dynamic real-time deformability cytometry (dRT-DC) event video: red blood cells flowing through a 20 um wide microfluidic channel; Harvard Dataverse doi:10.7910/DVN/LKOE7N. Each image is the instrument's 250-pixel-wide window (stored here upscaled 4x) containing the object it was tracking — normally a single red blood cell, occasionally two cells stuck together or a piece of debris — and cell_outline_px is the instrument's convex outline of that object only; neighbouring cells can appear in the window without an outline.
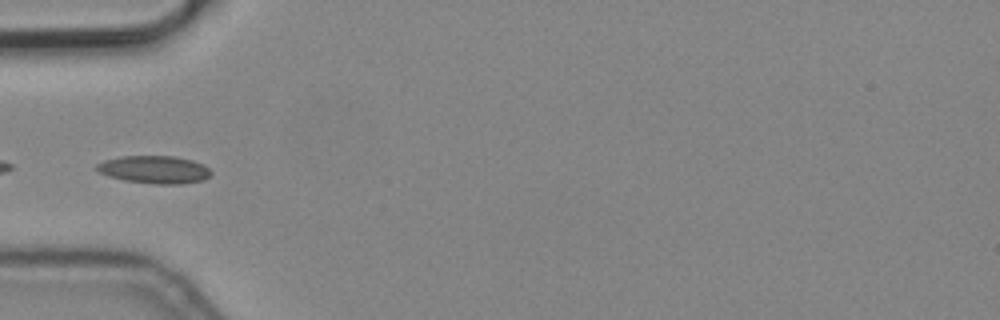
{"species": "common noctule bat (a hibernating species)", "species_latin": "Nyctalus noctula", "temperature_condition": "cold", "stored_images_in_passage": 6, "camera_frame_rate_fps": 3000, "um_per_image_px": 0.085, "animal": {"sex": "male", "body_mass_g": 19.2, "forearm_length_mm": 51.8}, "frame": {"image": 1, "passage_image": 1, "time_ms": 0.0, "image_size_px": [1000, 320], "cell_outline_px": [[212, 172], [204, 180], [184, 184], [156, 184], [124, 180], [108, 176], [92, 168], [96, 164], [104, 160], [120, 156], [172, 156], [192, 160], [204, 164]], "centroid_in_image_um": [13.1, 14.41], "position_along_channel_um": 71.9, "area_um2": 18.61}}
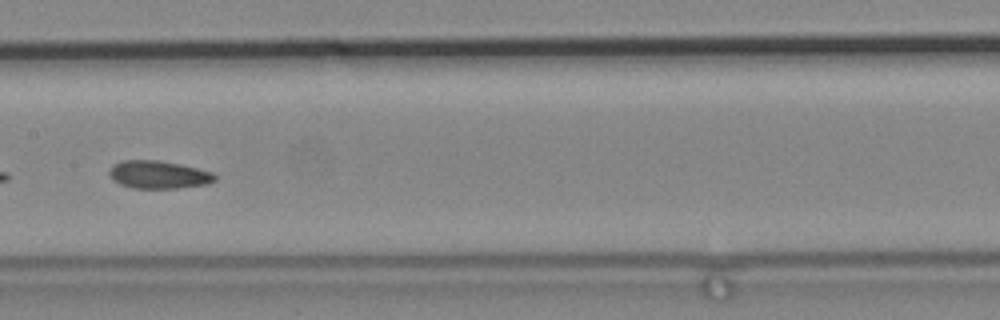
{"frame": {"image": 2, "passage_image": 4, "time_ms": 1.0, "image_size_px": [1000, 320], "cell_outline_px": [[216, 180], [208, 184], [176, 188], [132, 188], [120, 184], [112, 180], [108, 172], [112, 164], [120, 160], [156, 160], [180, 164], [212, 172], [216, 176]], "centroid_in_image_um": [13.44, 14.84], "position_along_channel_um": 194.0, "area_um2": 17.22}}
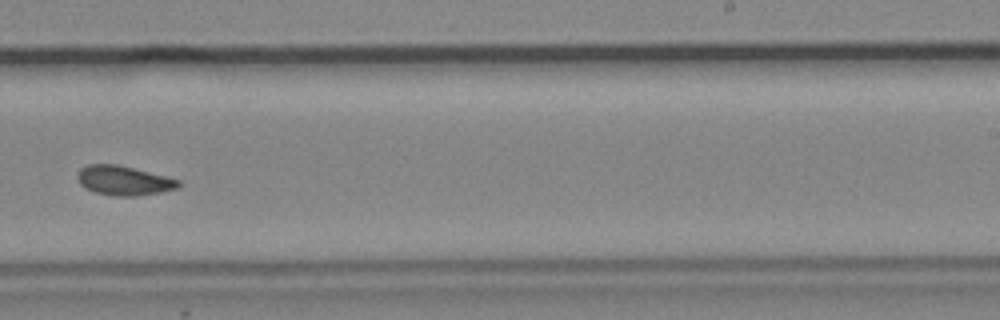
{"frame": {"image": 3, "passage_image": 6, "time_ms": 1.667, "image_size_px": [1000, 320], "cell_outline_px": [[180, 188], [160, 192], [136, 196], [112, 196], [96, 192], [84, 188], [80, 184], [76, 176], [80, 168], [88, 164], [116, 164], [180, 180]], "centroid_in_image_um": [10.49, 15.35], "position_along_channel_um": 278.5, "area_um2": 17.28}}